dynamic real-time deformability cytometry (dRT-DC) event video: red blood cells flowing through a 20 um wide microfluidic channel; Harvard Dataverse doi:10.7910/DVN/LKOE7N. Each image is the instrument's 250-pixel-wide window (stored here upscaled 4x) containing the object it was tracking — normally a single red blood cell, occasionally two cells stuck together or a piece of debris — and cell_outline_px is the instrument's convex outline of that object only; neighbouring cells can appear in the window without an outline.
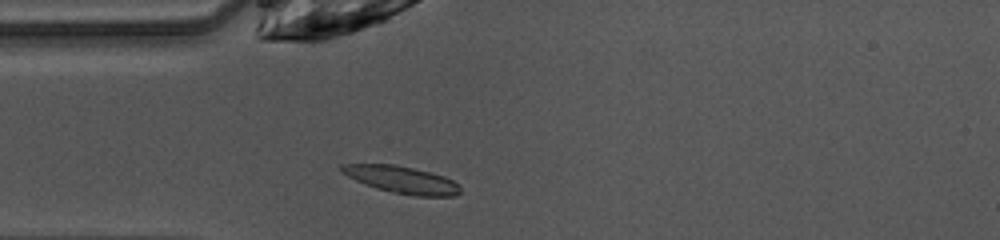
{"species": "common noctule bat (a hibernating species)", "species_latin": "Nyctalus noctula", "temperature_condition": "warm", "stored_images_in_passage": 37, "camera_frame_rate_fps": 3000, "um_per_image_px": 0.085, "animal": {"sex": "female", "body_mass_g": 10.0, "forearm_length_mm": 53.1}, "frame": {"image": 1, "passage_image": 1, "time_ms": 0.0, "image_size_px": [1000, 240], "cell_outline_px": [[460, 192], [456, 196], [416, 196], [376, 188], [356, 180], [340, 172], [340, 164], [396, 164], [432, 172], [444, 176], [460, 184]], "centroid_in_image_um": [34.18, 15.26], "position_along_channel_um": 50.8, "area_um2": 18.73}}
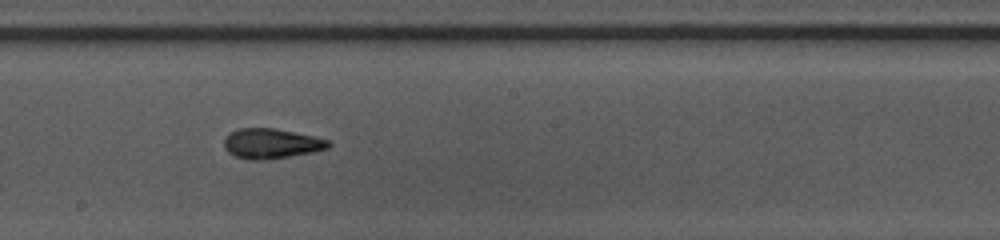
{"frame": {"image": 2, "passage_image": 14, "time_ms": 4.333, "image_size_px": [1000, 240], "cell_outline_px": [[332, 144], [328, 148], [312, 152], [288, 156], [260, 160], [248, 160], [236, 156], [228, 152], [224, 148], [224, 140], [232, 132], [240, 128], [276, 128], [312, 136], [328, 140]], "centroid_in_image_um": [23.05, 12.2], "position_along_channel_um": 225.1, "area_um2": 17.98}}
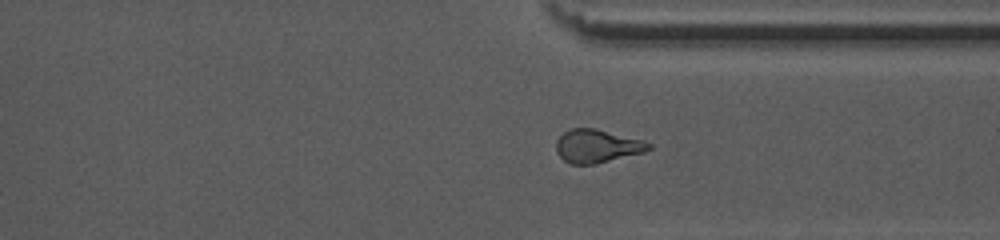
{"frame": {"image": 3, "passage_image": 24, "time_ms": 7.667, "image_size_px": [1000, 240], "cell_outline_px": [[652, 148], [644, 152], [596, 164], [572, 164], [564, 160], [556, 152], [556, 140], [564, 132], [572, 128], [596, 128], [644, 140], [652, 144]], "centroid_in_image_um": [50.77, 12.41], "position_along_channel_um": 360.6, "area_um2": 18.03}, "authors_computed_cell_mechanics": {"area_um2": 18.0914, "velocity_mm_per_s": 4.0791, "shape_relaxation_time_tau1_ms": 5.2699, "shape_relaxation_time_tau2_ms": 2.1068, "deformation_change_tau1": 0.1743, "deformation_change_tau2": 0.1037}}